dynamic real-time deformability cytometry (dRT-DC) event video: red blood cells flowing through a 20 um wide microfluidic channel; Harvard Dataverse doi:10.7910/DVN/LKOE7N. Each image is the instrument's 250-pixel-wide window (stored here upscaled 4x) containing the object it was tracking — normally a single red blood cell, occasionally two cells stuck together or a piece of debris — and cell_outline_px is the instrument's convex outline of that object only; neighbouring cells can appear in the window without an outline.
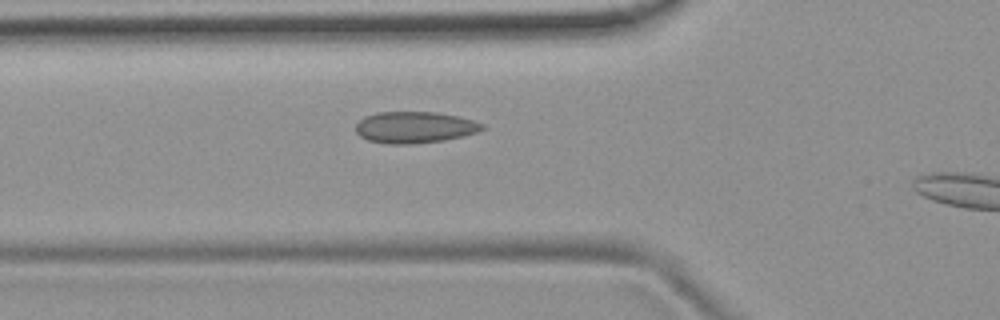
{"species": "common noctule bat (a hibernating species)", "species_latin": "Nyctalus noctula", "temperature_condition": "room temperature", "stored_images_in_passage": 6, "camera_frame_rate_fps": 3000, "um_per_image_px": 0.085, "animal": {"sex": "female", "body_mass_g": 19.9}, "frame": {"image": 1, "passage_image": 5, "time_ms": 4.667, "image_size_px": [1000, 320], "cell_outline_px": [[484, 128], [476, 132], [464, 136], [444, 140], [412, 144], [384, 144], [368, 140], [360, 136], [356, 132], [356, 124], [364, 116], [376, 112], [436, 112], [456, 116], [472, 120], [484, 124]], "centroid_in_image_um": [35.21, 10.82], "position_along_channel_um": 90.6, "area_um2": 23.24}}